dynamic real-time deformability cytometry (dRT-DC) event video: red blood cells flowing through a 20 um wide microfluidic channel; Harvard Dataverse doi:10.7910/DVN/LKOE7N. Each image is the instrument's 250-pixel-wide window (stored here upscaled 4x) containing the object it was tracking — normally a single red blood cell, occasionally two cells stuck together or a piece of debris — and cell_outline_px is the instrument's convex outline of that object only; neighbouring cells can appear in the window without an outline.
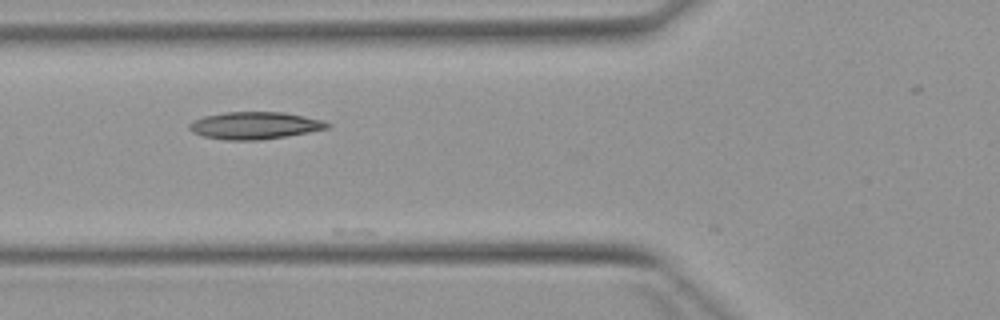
{"species": "Egyptian fruit bat (a non-hibernating species)", "species_latin": "Rousettus aegyptiacus", "temperature_condition": "warm", "stored_images_in_passage": 5, "camera_frame_rate_fps": 3000, "um_per_image_px": 0.085, "animal": {"sex": "female"}, "frame": {"image": 1, "passage_image": 3, "time_ms": 3.0, "image_size_px": [1000, 320], "cell_outline_px": [[332, 128], [288, 136], [260, 140], [224, 140], [204, 136], [192, 132], [188, 128], [188, 124], [192, 120], [204, 116], [224, 112], [284, 112], [324, 120], [332, 124]], "centroid_in_image_um": [21.69, 10.67], "position_along_channel_um": 104.1, "area_um2": 22.25}}
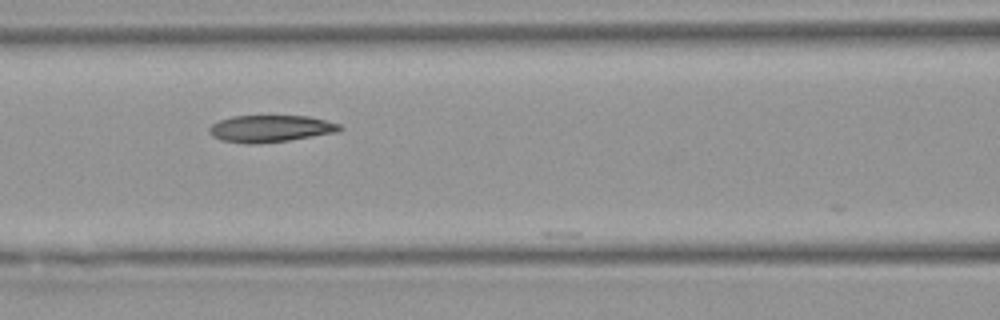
{"frame": {"image": 2, "passage_image": 4, "time_ms": 4.0, "image_size_px": [1000, 320], "cell_outline_px": [[344, 128], [336, 132], [288, 140], [252, 144], [248, 144], [220, 140], [212, 136], [208, 132], [208, 128], [212, 124], [220, 120], [232, 116], [308, 116], [340, 124]], "centroid_in_image_um": [22.94, 10.93], "position_along_channel_um": 143.7, "area_um2": 20.35}}